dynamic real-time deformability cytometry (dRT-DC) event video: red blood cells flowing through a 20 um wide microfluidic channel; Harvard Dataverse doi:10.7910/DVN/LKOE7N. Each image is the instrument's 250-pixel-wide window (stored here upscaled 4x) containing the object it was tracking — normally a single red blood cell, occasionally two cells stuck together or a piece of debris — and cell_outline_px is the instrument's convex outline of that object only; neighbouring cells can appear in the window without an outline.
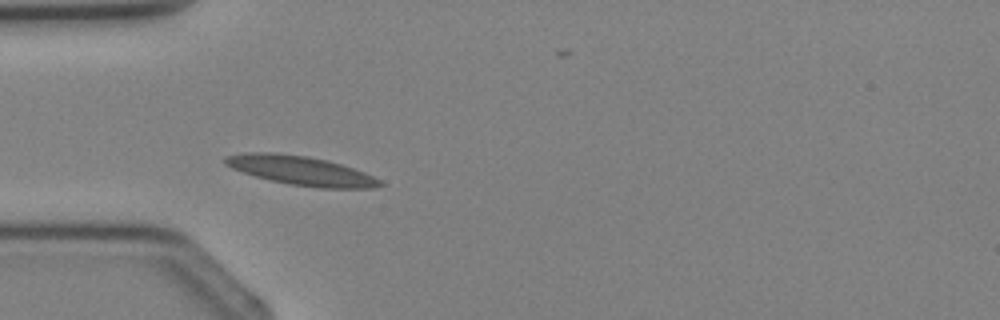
{"species": "Egyptian fruit bat (a non-hibernating species)", "species_latin": "Rousettus aegyptiacus", "temperature_condition": "cold", "stored_images_in_passage": 3, "camera_frame_rate_fps": 3000, "um_per_image_px": 0.085, "animal": {"sex": "female"}, "frame": {"image": 1, "passage_image": 3, "time_ms": 2.333, "image_size_px": [1000, 320], "cell_outline_px": [[384, 184], [372, 188], [320, 188], [292, 184], [272, 180], [256, 176], [232, 168], [224, 164], [224, 156], [244, 152], [272, 152], [308, 156], [328, 160], [364, 172], [380, 180]], "centroid_in_image_um": [25.56, 14.48], "position_along_channel_um": 59.4, "area_um2": 26.01}}